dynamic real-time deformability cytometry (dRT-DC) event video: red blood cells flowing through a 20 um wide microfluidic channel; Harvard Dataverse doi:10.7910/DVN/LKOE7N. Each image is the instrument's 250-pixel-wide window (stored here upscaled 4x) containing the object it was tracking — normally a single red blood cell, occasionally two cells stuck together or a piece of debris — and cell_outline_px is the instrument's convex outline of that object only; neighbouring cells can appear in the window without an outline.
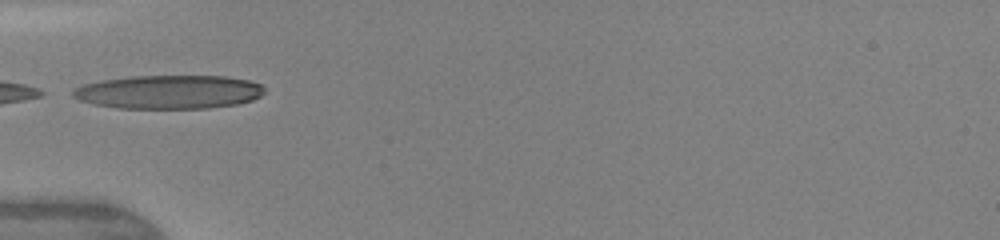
{"species": "human", "species_latin": "Homo sapiens", "temperature_condition": "warm", "stored_images_in_passage": 11, "camera_frame_rate_fps": 3000, "um_per_image_px": 0.085, "donor": {"sex": "female"}, "frame": {"image": 1, "passage_image": 5, "time_ms": 4.667, "image_size_px": [1000, 240], "cell_outline_px": [[264, 92], [260, 96], [252, 100], [236, 104], [208, 108], [120, 108], [92, 104], [80, 100], [72, 96], [72, 92], [76, 88], [84, 84], [100, 80], [132, 76], [224, 76], [248, 80], [260, 84], [264, 88]], "centroid_in_image_um": [14.35, 7.81], "position_along_channel_um": 70.7, "area_um2": 37.51}}